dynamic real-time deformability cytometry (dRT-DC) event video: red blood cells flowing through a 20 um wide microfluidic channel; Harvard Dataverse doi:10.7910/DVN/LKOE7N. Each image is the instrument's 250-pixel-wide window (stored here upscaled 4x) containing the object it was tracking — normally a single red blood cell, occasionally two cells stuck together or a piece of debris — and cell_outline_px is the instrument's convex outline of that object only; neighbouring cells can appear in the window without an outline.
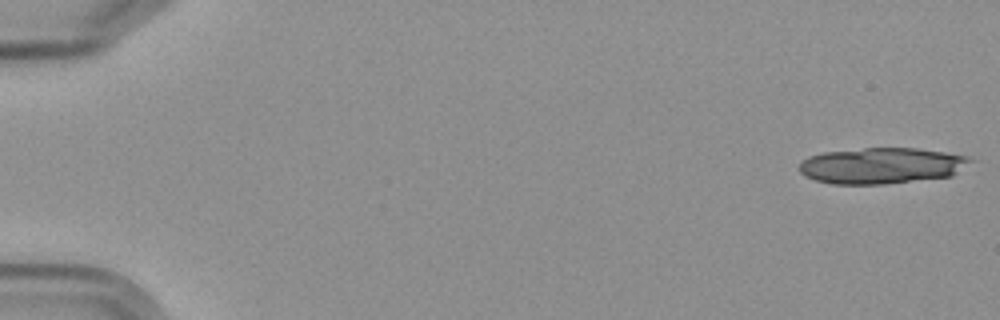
{"species": "Egyptian fruit bat (a non-hibernating species)", "species_latin": "Rousettus aegyptiacus", "temperature_condition": "cold", "stored_images_in_passage": 6, "camera_frame_rate_fps": 3000, "um_per_image_px": 0.085, "frame": {"image": 1, "passage_image": 1, "time_ms": 0.0, "image_size_px": [1000, 320], "cell_outline_px": [[976, 160], [952, 176], [884, 184], [832, 184], [816, 180], [804, 176], [800, 172], [800, 160], [808, 156], [824, 152], [864, 148], [916, 148], [944, 152], [968, 156]], "centroid_in_image_um": [74.94, 14.08], "position_along_channel_um": 10.1, "area_um2": 36.13}}